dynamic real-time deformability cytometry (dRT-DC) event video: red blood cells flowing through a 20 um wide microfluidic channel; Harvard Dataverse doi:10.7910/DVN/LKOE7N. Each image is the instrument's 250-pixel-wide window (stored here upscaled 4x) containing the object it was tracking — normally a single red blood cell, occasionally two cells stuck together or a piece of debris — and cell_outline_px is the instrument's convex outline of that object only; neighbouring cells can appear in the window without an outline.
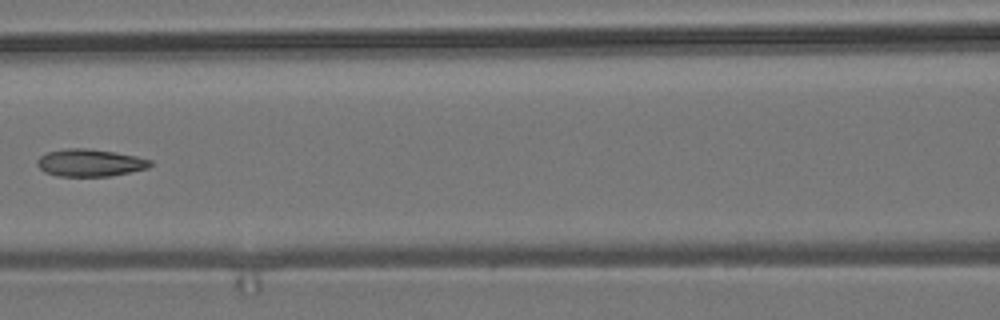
{"species": "common noctule bat (a hibernating species)", "species_latin": "Nyctalus noctula", "temperature_condition": "room temperature", "stored_images_in_passage": 8, "camera_frame_rate_fps": 3000, "um_per_image_px": 0.085, "animal": {"sex": "male", "body_mass_g": 19.2, "forearm_length_mm": 51.8}, "frame": {"image": 1, "passage_image": 7, "time_ms": 8.0, "image_size_px": [1000, 320], "cell_outline_px": [[152, 164], [148, 168], [112, 176], [56, 176], [44, 172], [36, 164], [36, 160], [40, 156], [48, 152], [64, 148], [88, 148], [136, 156], [152, 160]], "centroid_in_image_um": [7.62, 13.84], "position_along_channel_um": 159.0, "area_um2": 18.09}}
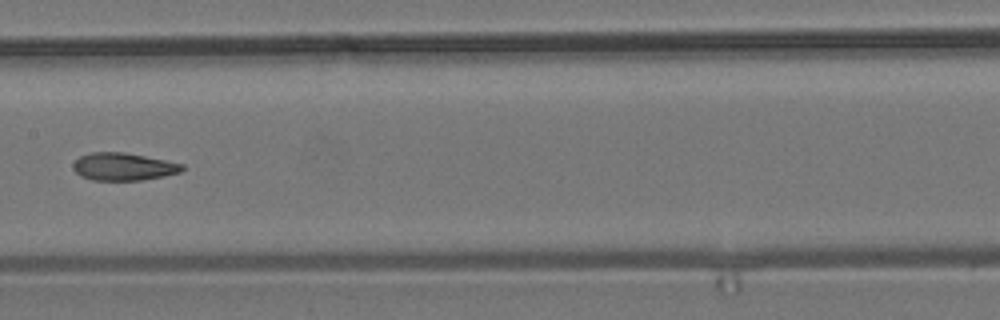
{"frame": {"image": 2, "passage_image": 8, "time_ms": 9.0, "image_size_px": [1000, 320], "cell_outline_px": [[184, 168], [180, 172], [164, 176], [140, 180], [92, 180], [80, 176], [72, 168], [72, 164], [80, 156], [92, 152], [124, 152], [184, 164]], "centroid_in_image_um": [10.46, 14.17], "position_along_channel_um": 196.9, "area_um2": 17.46}}